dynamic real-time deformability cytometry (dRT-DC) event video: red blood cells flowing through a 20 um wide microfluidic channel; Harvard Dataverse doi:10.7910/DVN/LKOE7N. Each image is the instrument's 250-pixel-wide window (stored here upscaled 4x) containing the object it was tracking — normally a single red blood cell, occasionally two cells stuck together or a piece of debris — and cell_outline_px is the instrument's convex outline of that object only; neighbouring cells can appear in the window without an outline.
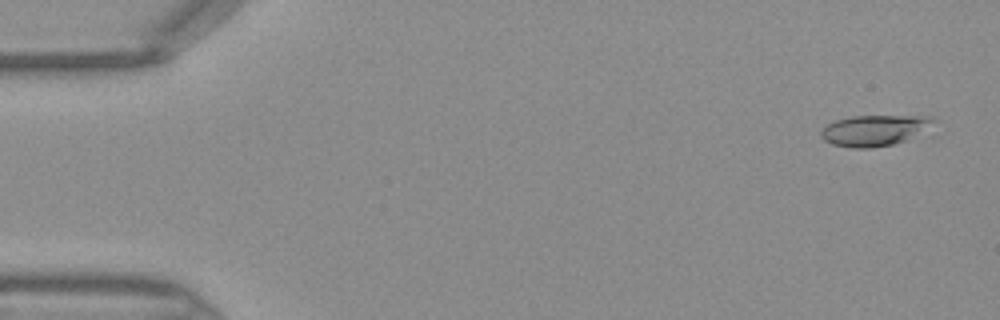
{"species": "Egyptian fruit bat (a non-hibernating species)", "species_latin": "Rousettus aegyptiacus", "temperature_condition": "warm", "stored_images_in_passage": 45, "camera_frame_rate_fps": 3000, "um_per_image_px": 0.085, "frame": {"image": 1, "passage_image": 2, "time_ms": 0.333, "image_size_px": [1000, 320], "cell_outline_px": [[936, 120], [908, 140], [892, 144], [872, 148], [852, 148], [832, 144], [824, 140], [820, 136], [820, 132], [828, 124], [836, 120], [852, 116], [932, 116]], "centroid_in_image_um": [74.27, 11.08], "position_along_channel_um": 10.7, "area_um2": 19.94}}
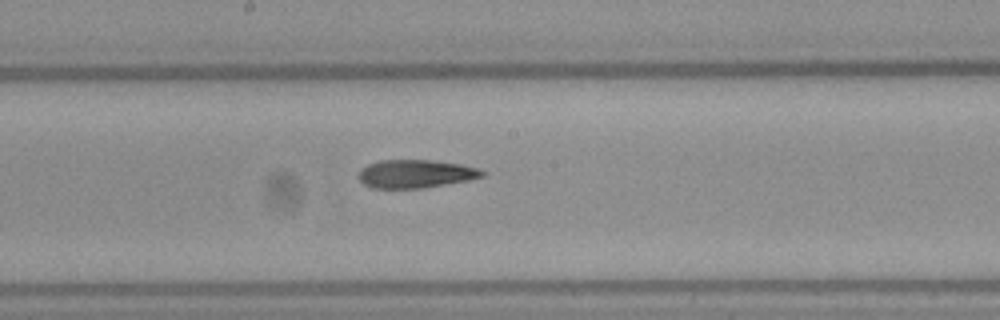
{"frame": {"image": 2, "passage_image": 24, "time_ms": 7.667, "image_size_px": [1000, 320], "cell_outline_px": [[488, 172], [484, 176], [468, 180], [420, 188], [372, 188], [364, 184], [360, 180], [360, 168], [368, 164], [380, 160], [428, 160], [460, 164], [480, 168]], "centroid_in_image_um": [35.35, 14.77], "position_along_channel_um": 212.9, "area_um2": 20.23}}
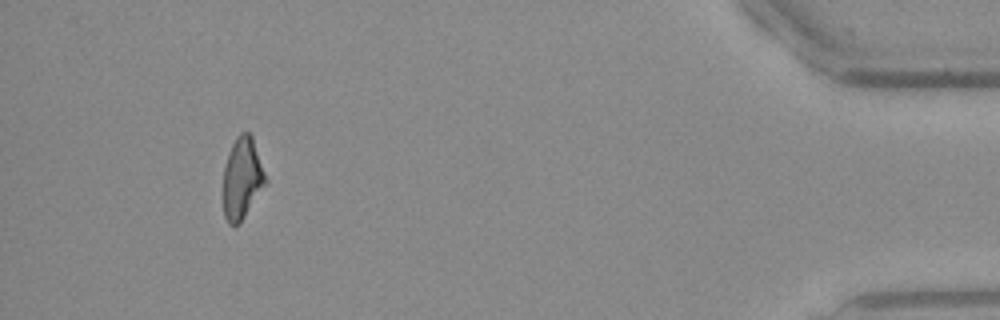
{"frame": {"image": 3, "passage_image": 42, "time_ms": 13.667, "image_size_px": [1000, 320], "cell_outline_px": [[268, 184], [240, 224], [228, 224], [224, 216], [224, 168], [228, 152], [236, 136], [240, 132], [248, 132], [252, 136], [268, 180]], "centroid_in_image_um": [20.62, 15.17], "position_along_channel_um": 414.6, "area_um2": 20.46}}